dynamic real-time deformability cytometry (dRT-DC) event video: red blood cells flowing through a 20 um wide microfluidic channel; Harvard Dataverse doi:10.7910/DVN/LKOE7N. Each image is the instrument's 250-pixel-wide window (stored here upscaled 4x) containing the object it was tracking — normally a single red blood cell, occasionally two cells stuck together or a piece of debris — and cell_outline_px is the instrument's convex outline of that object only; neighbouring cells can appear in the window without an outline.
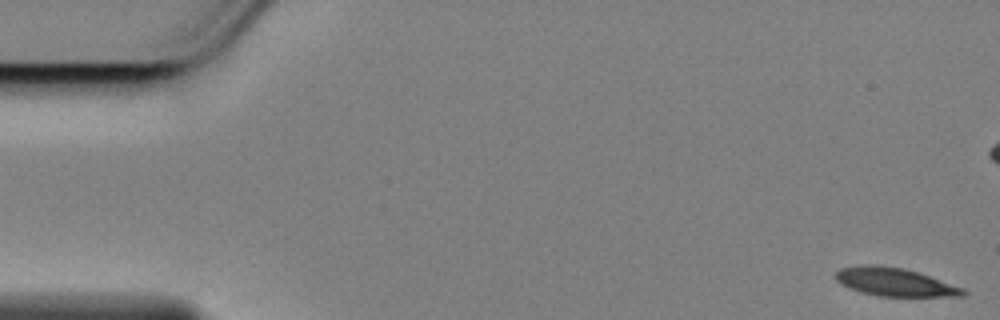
{"species": "Egyptian fruit bat (a non-hibernating species)", "species_latin": "Rousettus aegyptiacus", "temperature_condition": "cold", "stored_images_in_passage": 58, "camera_frame_rate_fps": 3000, "um_per_image_px": 0.085, "animal": {"sex": "female"}, "frame": {"image": 1, "passage_image": 1, "time_ms": 0.0, "image_size_px": [1000, 320], "cell_outline_px": [[968, 292], [964, 296], [880, 296], [860, 292], [836, 280], [836, 272], [840, 268], [860, 264], [876, 264], [904, 268], [964, 288]], "centroid_in_image_um": [76.05, 23.96], "position_along_channel_um": 8.9, "area_um2": 20.75}}
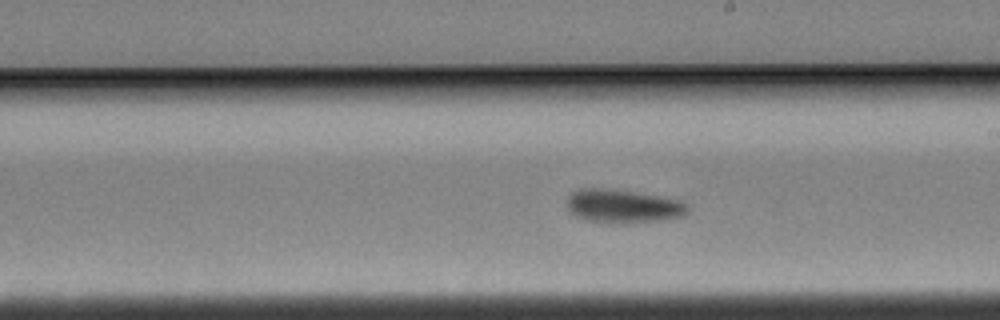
{"frame": {"image": 2, "passage_image": 32, "time_ms": 10.333, "image_size_px": [1000, 320], "cell_outline_px": [[688, 212], [684, 216], [656, 220], [584, 220], [568, 212], [568, 196], [572, 192], [580, 188], [600, 188], [632, 192], [680, 200], [688, 204]], "centroid_in_image_um": [52.93, 17.48], "position_along_channel_um": 236.1, "area_um2": 22.37}}
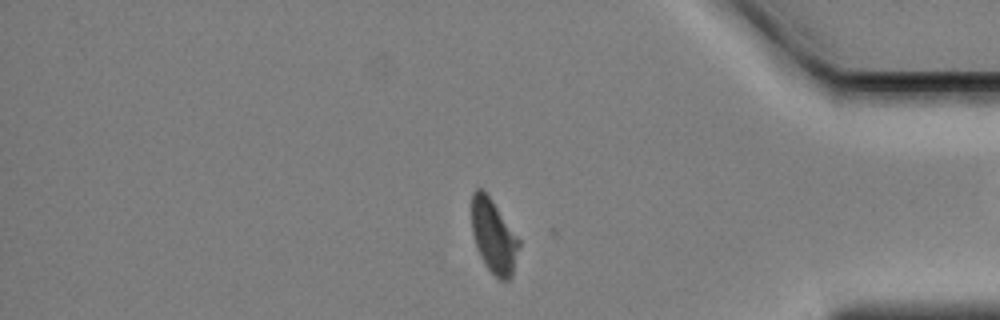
{"frame": {"image": 3, "passage_image": 48, "time_ms": 15.667, "image_size_px": [1000, 320], "cell_outline_px": [[520, 244], [512, 276], [508, 280], [500, 280], [484, 264], [480, 256], [472, 232], [472, 192], [476, 188], [480, 188], [492, 200], [520, 240]], "centroid_in_image_um": [41.96, 20.09], "position_along_channel_um": 393.2, "area_um2": 20.06}, "authors_computed_cell_mechanics": {"area_um2": 22.3975, "velocity_mm_per_s": 3.4297, "shape_relaxation_time_tau1_ms": 2.8159, "shape_relaxation_time_tau2_ms": 5.2259, "deformation_change_tau1": 0.1383, "deformation_change_tau2": 0.1229}}